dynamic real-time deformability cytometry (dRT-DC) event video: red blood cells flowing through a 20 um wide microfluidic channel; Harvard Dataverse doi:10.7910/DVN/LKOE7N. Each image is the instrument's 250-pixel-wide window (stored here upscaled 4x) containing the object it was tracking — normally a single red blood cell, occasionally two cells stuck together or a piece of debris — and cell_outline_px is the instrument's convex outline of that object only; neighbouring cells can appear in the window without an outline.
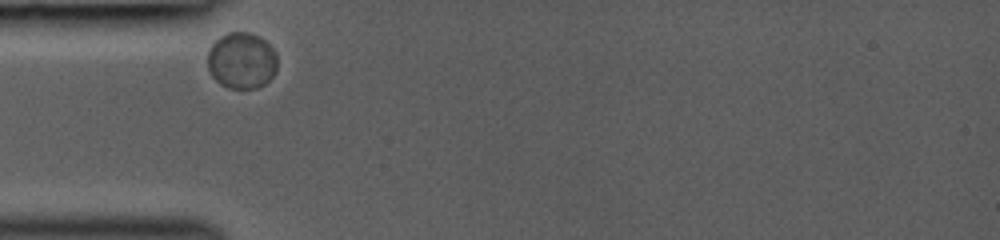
{"species": "common noctule bat (a hibernating species)", "species_latin": "Nyctalus noctula", "temperature_condition": "room temperature", "stored_images_in_passage": 10, "camera_frame_rate_fps": 3000, "um_per_image_px": 0.085, "animal": {"sex": "female", "body_mass_g": 19.0, "forearm_length_mm": 53.3}, "frame": {"image": 1, "passage_image": 1, "time_ms": 0.0, "image_size_px": [1000, 240], "cell_outline_px": [[276, 72], [264, 84], [256, 88], [228, 88], [220, 84], [212, 76], [208, 68], [208, 48], [220, 36], [228, 32], [248, 32], [260, 36], [276, 52]], "centroid_in_image_um": [20.53, 5.14], "position_along_channel_um": 64.5, "area_um2": 22.95}}
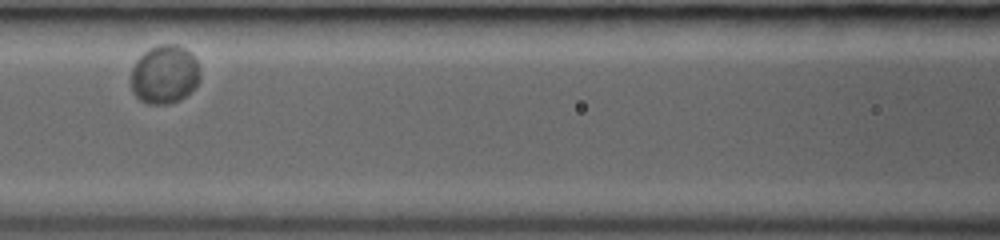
{"frame": {"image": 2, "passage_image": 7, "time_ms": 2.333, "image_size_px": [1000, 240], "cell_outline_px": [[200, 80], [196, 88], [180, 100], [168, 104], [148, 104], [140, 100], [132, 92], [132, 68], [136, 60], [148, 48], [160, 44], [176, 44], [184, 48], [196, 60], [200, 72]], "centroid_in_image_um": [14.0, 6.34], "position_along_channel_um": 152.6, "area_um2": 23.76}}
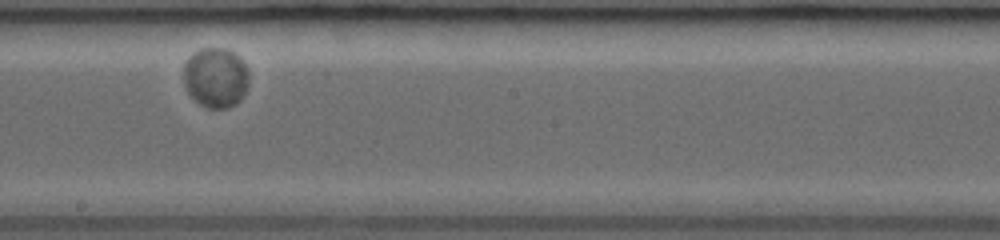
{"frame": {"image": 3, "passage_image": 9, "time_ms": 4.333, "image_size_px": [1000, 240], "cell_outline_px": [[248, 84], [244, 96], [236, 104], [228, 108], [208, 108], [200, 104], [188, 92], [184, 84], [184, 64], [188, 56], [192, 52], [200, 48], [224, 48], [232, 52], [248, 68]], "centroid_in_image_um": [18.32, 6.59], "position_along_channel_um": 229.9, "area_um2": 22.95}}